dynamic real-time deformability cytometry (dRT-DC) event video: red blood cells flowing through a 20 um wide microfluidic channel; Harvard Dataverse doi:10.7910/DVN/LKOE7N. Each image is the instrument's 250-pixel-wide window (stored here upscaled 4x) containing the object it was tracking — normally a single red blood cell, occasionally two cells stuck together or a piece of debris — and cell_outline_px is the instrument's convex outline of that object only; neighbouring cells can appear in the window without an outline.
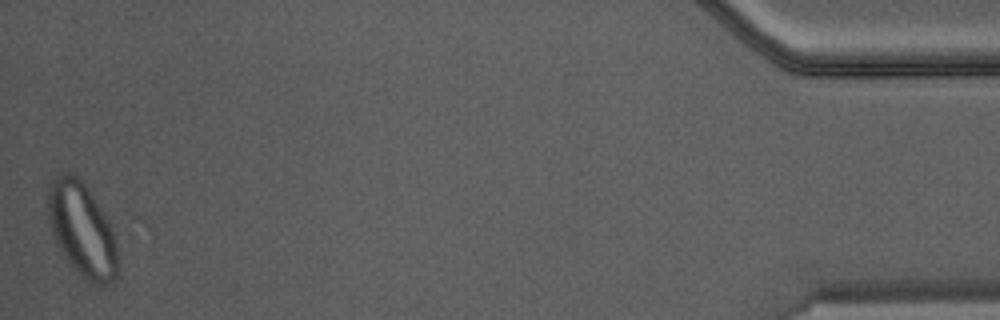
{"species": "Egyptian fruit bat (a non-hibernating species)", "species_latin": "Rousettus aegyptiacus", "temperature_condition": "warm", "stored_images_in_passage": 45, "camera_frame_rate_fps": 3000, "um_per_image_px": 0.085, "animal": {"sex": "male"}, "frame": {"image": 1, "passage_image": 45, "time_ms": 14.667, "image_size_px": [1000, 320], "cell_outline_px": [[116, 276], [112, 284], [92, 284], [84, 280], [68, 264], [56, 244], [48, 220], [48, 188], [52, 180], [56, 176], [64, 172], [68, 172], [76, 176], [84, 184], [108, 220], [116, 244]], "centroid_in_image_um": [6.93, 19.56], "position_along_channel_um": 428.3, "area_um2": 37.92}}